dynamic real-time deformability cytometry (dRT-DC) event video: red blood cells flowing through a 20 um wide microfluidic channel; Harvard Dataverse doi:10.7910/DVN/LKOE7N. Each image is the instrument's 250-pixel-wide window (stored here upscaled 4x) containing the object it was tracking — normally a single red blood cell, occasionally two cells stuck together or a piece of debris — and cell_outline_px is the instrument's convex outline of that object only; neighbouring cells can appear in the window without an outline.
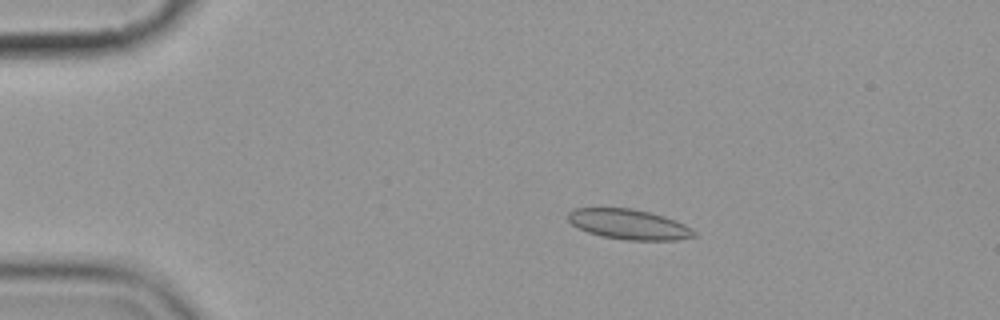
{"species": "common noctule bat (a hibernating species)", "species_latin": "Nyctalus noctula", "temperature_condition": "cold", "stored_images_in_passage": 6, "camera_frame_rate_fps": 3000, "um_per_image_px": 0.085, "animal": {"sex": "female", "body_mass_g": 19.9}, "frame": {"image": 1, "passage_image": 3, "time_ms": 2.333, "image_size_px": [1000, 320], "cell_outline_px": [[696, 236], [676, 240], [624, 240], [604, 236], [588, 232], [572, 224], [568, 220], [568, 212], [572, 208], [632, 208], [664, 216], [676, 220], [692, 228], [696, 232]], "centroid_in_image_um": [53.47, 19.06], "position_along_channel_um": 31.5, "area_um2": 22.08}}
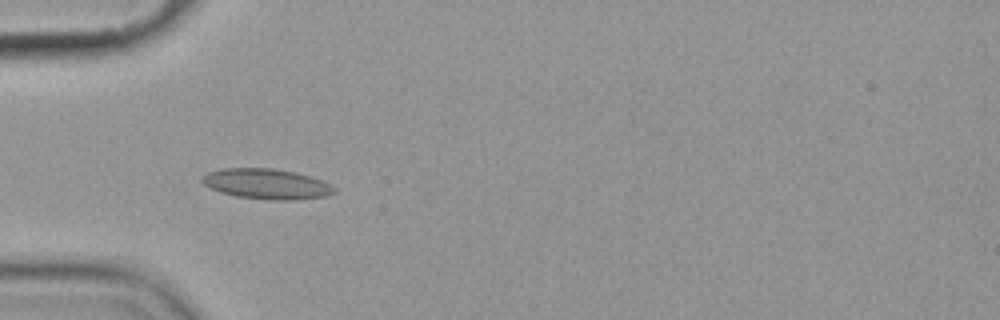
{"frame": {"image": 2, "passage_image": 5, "time_ms": 4.667, "image_size_px": [1000, 320], "cell_outline_px": [[336, 192], [324, 196], [296, 200], [268, 200], [236, 196], [220, 192], [204, 184], [200, 180], [200, 176], [208, 172], [224, 168], [272, 168], [296, 172], [320, 180], [336, 188]], "centroid_in_image_um": [22.63, 15.63], "position_along_channel_um": 62.4, "area_um2": 23.29}}
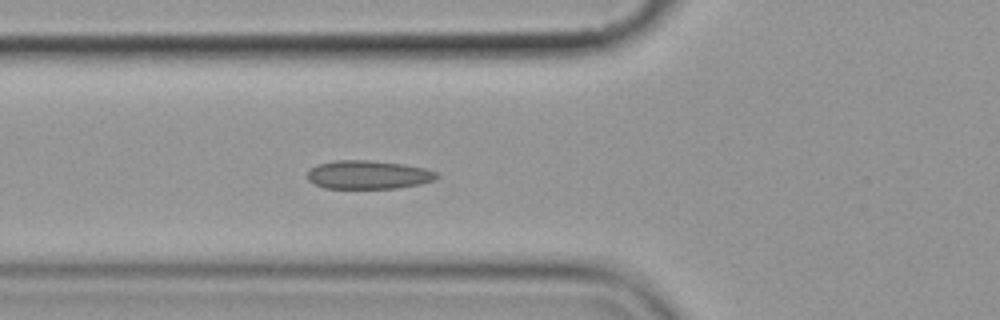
{"frame": {"image": 3, "passage_image": 6, "time_ms": 5.667, "image_size_px": [1000, 320], "cell_outline_px": [[440, 176], [432, 180], [420, 184], [400, 188], [324, 188], [308, 180], [308, 172], [316, 164], [336, 160], [368, 160], [404, 164], [424, 168], [436, 172]], "centroid_in_image_um": [31.3, 14.85], "position_along_channel_um": 94.5, "area_um2": 21.44}}